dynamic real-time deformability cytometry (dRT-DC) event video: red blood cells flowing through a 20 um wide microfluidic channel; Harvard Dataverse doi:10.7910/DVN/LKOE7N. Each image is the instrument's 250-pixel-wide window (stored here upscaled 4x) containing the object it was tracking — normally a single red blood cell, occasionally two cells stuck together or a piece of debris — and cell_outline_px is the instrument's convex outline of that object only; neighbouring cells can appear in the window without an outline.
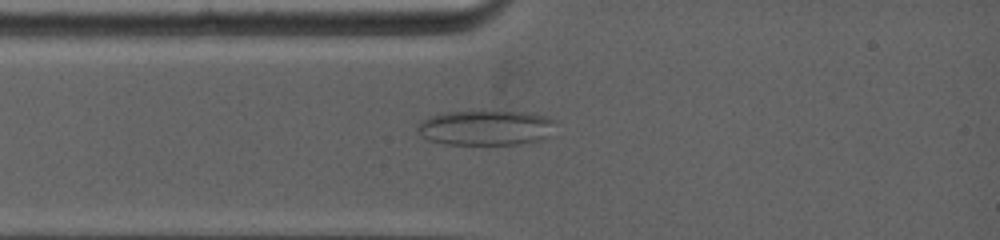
{"species": "common noctule bat (a hibernating species)", "species_latin": "Nyctalus noctula", "temperature_condition": "warm", "stored_images_in_passage": 5, "camera_frame_rate_fps": 5000, "um_per_image_px": 0.085, "animal": {"sex": "female", "body_mass_g": 19.0, "forearm_length_mm": 53.3}, "frame": {"image": 1, "passage_image": 3, "time_ms": 1.4, "image_size_px": [1000, 240], "cell_outline_px": [[556, 120], [548, 136], [540, 140], [512, 144], [448, 144], [428, 140], [420, 136], [416, 128], [428, 116], [444, 112], [528, 112], [548, 116]], "centroid_in_image_um": [41.28, 10.86], "position_along_channel_um": 43.7, "area_um2": 27.98}}
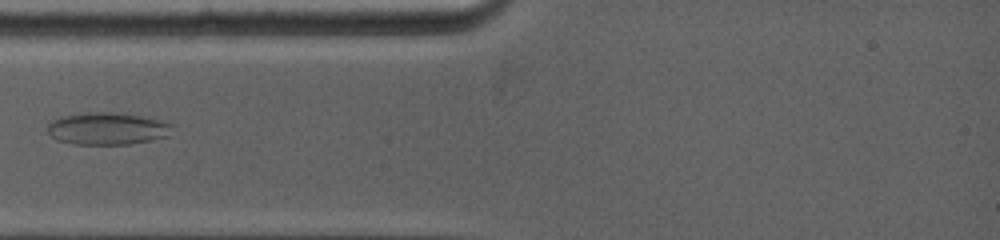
{"frame": {"image": 2, "passage_image": 4, "time_ms": 2.2, "image_size_px": [1000, 240], "cell_outline_px": [[172, 124], [168, 136], [128, 144], [76, 144], [60, 140], [52, 136], [48, 132], [48, 124], [52, 120], [60, 116], [88, 112], [112, 112], [140, 116], [160, 120]], "centroid_in_image_um": [9.09, 10.92], "position_along_channel_um": 75.9, "area_um2": 23.06}}